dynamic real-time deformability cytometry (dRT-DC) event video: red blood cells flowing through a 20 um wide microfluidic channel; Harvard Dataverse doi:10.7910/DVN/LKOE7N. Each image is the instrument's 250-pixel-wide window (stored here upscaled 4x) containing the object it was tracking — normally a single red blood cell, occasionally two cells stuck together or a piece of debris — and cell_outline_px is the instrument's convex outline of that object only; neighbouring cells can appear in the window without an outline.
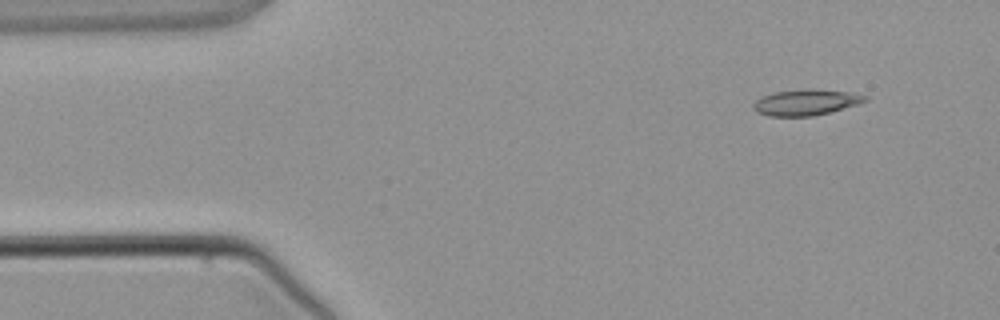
{"species": "common noctule bat (a hibernating species)", "species_latin": "Nyctalus noctula", "temperature_condition": "warm", "stored_images_in_passage": 3, "camera_frame_rate_fps": 3000, "um_per_image_px": 0.085, "animal": {"sex": "male", "body_mass_g": 21.5, "forearm_length_mm": 52.0}, "frame": {"image": 1, "passage_image": 1, "time_ms": 0.0, "image_size_px": [1000, 320], "cell_outline_px": [[868, 100], [832, 112], [812, 116], [768, 116], [756, 112], [752, 108], [752, 104], [760, 96], [776, 92], [808, 88], [812, 88], [852, 92], [868, 96]], "centroid_in_image_um": [68.49, 8.69], "position_along_channel_um": 16.5, "area_um2": 17.11}}
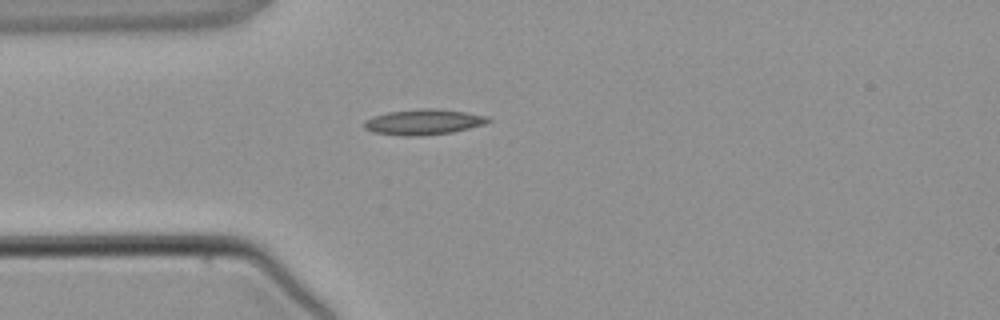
{"frame": {"image": 2, "passage_image": 3, "time_ms": 2.333, "image_size_px": [1000, 320], "cell_outline_px": [[492, 120], [484, 124], [452, 132], [420, 136], [404, 136], [372, 132], [364, 128], [364, 120], [372, 116], [388, 112], [420, 108], [440, 108], [488, 116]], "centroid_in_image_um": [35.97, 10.36], "position_along_channel_um": 49.0, "area_um2": 18.55}}